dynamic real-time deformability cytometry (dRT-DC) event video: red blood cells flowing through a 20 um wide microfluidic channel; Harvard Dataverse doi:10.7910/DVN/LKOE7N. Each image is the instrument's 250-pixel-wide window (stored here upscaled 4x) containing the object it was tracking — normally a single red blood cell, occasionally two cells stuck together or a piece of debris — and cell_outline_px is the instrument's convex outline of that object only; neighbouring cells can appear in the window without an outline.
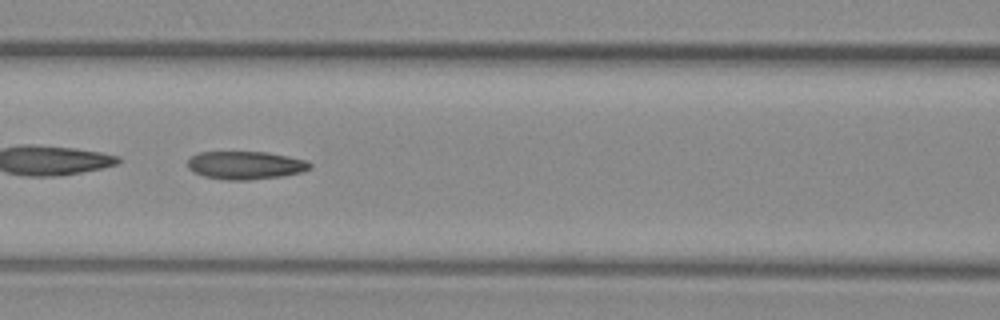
{"species": "common noctule bat (a hibernating species)", "species_latin": "Nyctalus noctula", "temperature_condition": "warm", "stored_images_in_passage": 38, "camera_frame_rate_fps": 3000, "um_per_image_px": 0.085, "animal": {"sex": "female", "body_mass_g": 29.2, "forearm_length_mm": 56.3}, "frame": {"image": 1, "passage_image": 12, "time_ms": 3.667, "image_size_px": [1000, 320], "cell_outline_px": [[312, 168], [304, 172], [284, 176], [248, 180], [228, 180], [204, 176], [192, 172], [188, 168], [188, 160], [192, 156], [200, 152], [268, 152], [308, 160], [312, 164]], "centroid_in_image_um": [20.92, 14.05], "position_along_channel_um": 145.7, "area_um2": 20.23}}
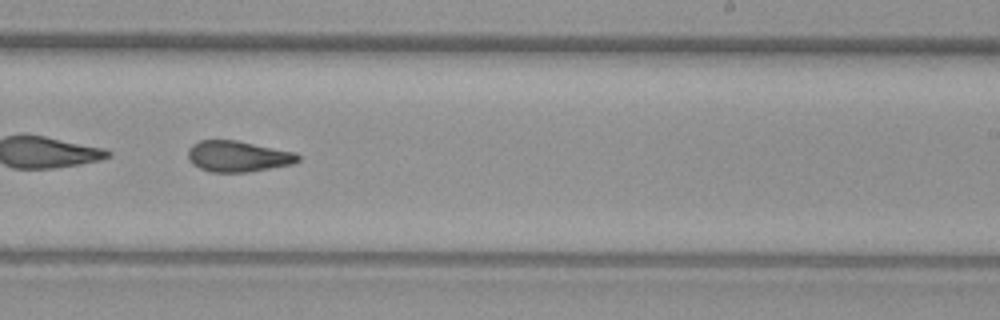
{"frame": {"image": 2, "passage_image": 22, "time_ms": 7.0, "image_size_px": [1000, 320], "cell_outline_px": [[300, 160], [292, 164], [248, 172], [212, 172], [200, 168], [192, 164], [188, 160], [188, 148], [192, 144], [200, 140], [236, 140], [296, 152], [300, 156]], "centroid_in_image_um": [20.21, 13.28], "position_along_channel_um": 268.8, "area_um2": 19.94}, "authors_computed_cell_mechanics": {"area_um2": 20.0855, "velocity_mm_per_s": 3.7008, "shape_relaxation_time_tau1_ms": null, "shape_relaxation_time_tau2_ms": 2.1643, "deformation_change_tau1": null, "deformation_change_tau2": 0.094}}